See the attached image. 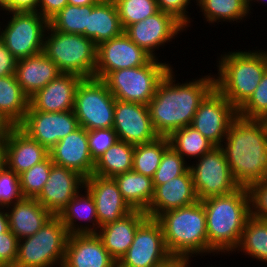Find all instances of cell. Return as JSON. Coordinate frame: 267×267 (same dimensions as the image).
<instances>
[{
  "instance_id": "obj_1",
  "label": "cell",
  "mask_w": 267,
  "mask_h": 267,
  "mask_svg": "<svg viewBox=\"0 0 267 267\" xmlns=\"http://www.w3.org/2000/svg\"><path fill=\"white\" fill-rule=\"evenodd\" d=\"M173 67L157 86L148 103L151 123L160 137H169L177 129L191 125L200 102L214 88V76L176 82Z\"/></svg>"
},
{
  "instance_id": "obj_2",
  "label": "cell",
  "mask_w": 267,
  "mask_h": 267,
  "mask_svg": "<svg viewBox=\"0 0 267 267\" xmlns=\"http://www.w3.org/2000/svg\"><path fill=\"white\" fill-rule=\"evenodd\" d=\"M224 141L220 147L240 187L267 178V131L262 120L237 116Z\"/></svg>"
},
{
  "instance_id": "obj_3",
  "label": "cell",
  "mask_w": 267,
  "mask_h": 267,
  "mask_svg": "<svg viewBox=\"0 0 267 267\" xmlns=\"http://www.w3.org/2000/svg\"><path fill=\"white\" fill-rule=\"evenodd\" d=\"M206 215L208 255L232 253L238 246L247 219L251 216L246 187L227 195L201 200Z\"/></svg>"
},
{
  "instance_id": "obj_4",
  "label": "cell",
  "mask_w": 267,
  "mask_h": 267,
  "mask_svg": "<svg viewBox=\"0 0 267 267\" xmlns=\"http://www.w3.org/2000/svg\"><path fill=\"white\" fill-rule=\"evenodd\" d=\"M224 53L217 61L214 87L238 110L253 94L267 70V51Z\"/></svg>"
},
{
  "instance_id": "obj_5",
  "label": "cell",
  "mask_w": 267,
  "mask_h": 267,
  "mask_svg": "<svg viewBox=\"0 0 267 267\" xmlns=\"http://www.w3.org/2000/svg\"><path fill=\"white\" fill-rule=\"evenodd\" d=\"M157 220L162 226L165 244L171 255L185 258L208 255L206 215L200 200L166 211Z\"/></svg>"
},
{
  "instance_id": "obj_6",
  "label": "cell",
  "mask_w": 267,
  "mask_h": 267,
  "mask_svg": "<svg viewBox=\"0 0 267 267\" xmlns=\"http://www.w3.org/2000/svg\"><path fill=\"white\" fill-rule=\"evenodd\" d=\"M97 46L81 34H67L51 29L44 35L43 53L61 73L75 74L82 79L94 78Z\"/></svg>"
},
{
  "instance_id": "obj_7",
  "label": "cell",
  "mask_w": 267,
  "mask_h": 267,
  "mask_svg": "<svg viewBox=\"0 0 267 267\" xmlns=\"http://www.w3.org/2000/svg\"><path fill=\"white\" fill-rule=\"evenodd\" d=\"M69 238L58 216H52L34 235L18 242L14 267H62Z\"/></svg>"
},
{
  "instance_id": "obj_8",
  "label": "cell",
  "mask_w": 267,
  "mask_h": 267,
  "mask_svg": "<svg viewBox=\"0 0 267 267\" xmlns=\"http://www.w3.org/2000/svg\"><path fill=\"white\" fill-rule=\"evenodd\" d=\"M152 58L147 64L111 72L103 81L117 100L148 105L172 65Z\"/></svg>"
},
{
  "instance_id": "obj_9",
  "label": "cell",
  "mask_w": 267,
  "mask_h": 267,
  "mask_svg": "<svg viewBox=\"0 0 267 267\" xmlns=\"http://www.w3.org/2000/svg\"><path fill=\"white\" fill-rule=\"evenodd\" d=\"M115 100L103 80L82 79L77 85L73 108L79 126L87 131L113 128Z\"/></svg>"
},
{
  "instance_id": "obj_10",
  "label": "cell",
  "mask_w": 267,
  "mask_h": 267,
  "mask_svg": "<svg viewBox=\"0 0 267 267\" xmlns=\"http://www.w3.org/2000/svg\"><path fill=\"white\" fill-rule=\"evenodd\" d=\"M6 15L10 19L4 29L0 25V38L13 56L19 60L43 52L48 21L38 12L8 11Z\"/></svg>"
},
{
  "instance_id": "obj_11",
  "label": "cell",
  "mask_w": 267,
  "mask_h": 267,
  "mask_svg": "<svg viewBox=\"0 0 267 267\" xmlns=\"http://www.w3.org/2000/svg\"><path fill=\"white\" fill-rule=\"evenodd\" d=\"M196 160L189 168L198 200L227 195L240 187L220 146L213 147Z\"/></svg>"
},
{
  "instance_id": "obj_12",
  "label": "cell",
  "mask_w": 267,
  "mask_h": 267,
  "mask_svg": "<svg viewBox=\"0 0 267 267\" xmlns=\"http://www.w3.org/2000/svg\"><path fill=\"white\" fill-rule=\"evenodd\" d=\"M238 110L214 87L200 102L190 126L221 146Z\"/></svg>"
},
{
  "instance_id": "obj_13",
  "label": "cell",
  "mask_w": 267,
  "mask_h": 267,
  "mask_svg": "<svg viewBox=\"0 0 267 267\" xmlns=\"http://www.w3.org/2000/svg\"><path fill=\"white\" fill-rule=\"evenodd\" d=\"M170 255L160 222L147 217L138 226L132 244L117 267H152Z\"/></svg>"
},
{
  "instance_id": "obj_14",
  "label": "cell",
  "mask_w": 267,
  "mask_h": 267,
  "mask_svg": "<svg viewBox=\"0 0 267 267\" xmlns=\"http://www.w3.org/2000/svg\"><path fill=\"white\" fill-rule=\"evenodd\" d=\"M186 27L169 13L158 10L155 14L124 29V33L152 58L158 59L156 49L172 42Z\"/></svg>"
},
{
  "instance_id": "obj_15",
  "label": "cell",
  "mask_w": 267,
  "mask_h": 267,
  "mask_svg": "<svg viewBox=\"0 0 267 267\" xmlns=\"http://www.w3.org/2000/svg\"><path fill=\"white\" fill-rule=\"evenodd\" d=\"M151 59L123 32L97 46L94 78L104 80L113 71L143 66Z\"/></svg>"
},
{
  "instance_id": "obj_16",
  "label": "cell",
  "mask_w": 267,
  "mask_h": 267,
  "mask_svg": "<svg viewBox=\"0 0 267 267\" xmlns=\"http://www.w3.org/2000/svg\"><path fill=\"white\" fill-rule=\"evenodd\" d=\"M18 127L31 139L50 150L80 126L74 111L71 110L64 112L27 111Z\"/></svg>"
},
{
  "instance_id": "obj_17",
  "label": "cell",
  "mask_w": 267,
  "mask_h": 267,
  "mask_svg": "<svg viewBox=\"0 0 267 267\" xmlns=\"http://www.w3.org/2000/svg\"><path fill=\"white\" fill-rule=\"evenodd\" d=\"M113 129L118 140L133 145L148 143L158 137L148 105L129 101L115 100Z\"/></svg>"
},
{
  "instance_id": "obj_18",
  "label": "cell",
  "mask_w": 267,
  "mask_h": 267,
  "mask_svg": "<svg viewBox=\"0 0 267 267\" xmlns=\"http://www.w3.org/2000/svg\"><path fill=\"white\" fill-rule=\"evenodd\" d=\"M84 180L77 171L53 163L49 178L35 199L53 216H58L84 187Z\"/></svg>"
},
{
  "instance_id": "obj_19",
  "label": "cell",
  "mask_w": 267,
  "mask_h": 267,
  "mask_svg": "<svg viewBox=\"0 0 267 267\" xmlns=\"http://www.w3.org/2000/svg\"><path fill=\"white\" fill-rule=\"evenodd\" d=\"M84 187L94 199L100 227L113 223L133 211L123 199L112 177L91 175L85 178Z\"/></svg>"
},
{
  "instance_id": "obj_20",
  "label": "cell",
  "mask_w": 267,
  "mask_h": 267,
  "mask_svg": "<svg viewBox=\"0 0 267 267\" xmlns=\"http://www.w3.org/2000/svg\"><path fill=\"white\" fill-rule=\"evenodd\" d=\"M51 161L77 171L84 178L93 175L95 161L91 156L88 131L79 127L49 150Z\"/></svg>"
},
{
  "instance_id": "obj_21",
  "label": "cell",
  "mask_w": 267,
  "mask_h": 267,
  "mask_svg": "<svg viewBox=\"0 0 267 267\" xmlns=\"http://www.w3.org/2000/svg\"><path fill=\"white\" fill-rule=\"evenodd\" d=\"M197 201L199 200L189 168L183 175L170 179L164 184L157 185L154 188L153 199L145 212L148 217L157 219L166 211L186 207Z\"/></svg>"
},
{
  "instance_id": "obj_22",
  "label": "cell",
  "mask_w": 267,
  "mask_h": 267,
  "mask_svg": "<svg viewBox=\"0 0 267 267\" xmlns=\"http://www.w3.org/2000/svg\"><path fill=\"white\" fill-rule=\"evenodd\" d=\"M82 78L61 73L29 98L27 111L64 112L74 108L75 92Z\"/></svg>"
},
{
  "instance_id": "obj_23",
  "label": "cell",
  "mask_w": 267,
  "mask_h": 267,
  "mask_svg": "<svg viewBox=\"0 0 267 267\" xmlns=\"http://www.w3.org/2000/svg\"><path fill=\"white\" fill-rule=\"evenodd\" d=\"M62 267H117L97 234L69 235Z\"/></svg>"
},
{
  "instance_id": "obj_24",
  "label": "cell",
  "mask_w": 267,
  "mask_h": 267,
  "mask_svg": "<svg viewBox=\"0 0 267 267\" xmlns=\"http://www.w3.org/2000/svg\"><path fill=\"white\" fill-rule=\"evenodd\" d=\"M148 217L145 211L133 210L121 219L101 226L96 233L110 256L118 263L134 240L138 226Z\"/></svg>"
},
{
  "instance_id": "obj_25",
  "label": "cell",
  "mask_w": 267,
  "mask_h": 267,
  "mask_svg": "<svg viewBox=\"0 0 267 267\" xmlns=\"http://www.w3.org/2000/svg\"><path fill=\"white\" fill-rule=\"evenodd\" d=\"M49 156V150L18 126L7 135L6 167L18 176Z\"/></svg>"
},
{
  "instance_id": "obj_26",
  "label": "cell",
  "mask_w": 267,
  "mask_h": 267,
  "mask_svg": "<svg viewBox=\"0 0 267 267\" xmlns=\"http://www.w3.org/2000/svg\"><path fill=\"white\" fill-rule=\"evenodd\" d=\"M60 74L56 64L43 52L19 59L15 69L16 80L29 98Z\"/></svg>"
},
{
  "instance_id": "obj_27",
  "label": "cell",
  "mask_w": 267,
  "mask_h": 267,
  "mask_svg": "<svg viewBox=\"0 0 267 267\" xmlns=\"http://www.w3.org/2000/svg\"><path fill=\"white\" fill-rule=\"evenodd\" d=\"M9 229L20 240L34 235L53 216L35 198L23 197L5 207Z\"/></svg>"
},
{
  "instance_id": "obj_28",
  "label": "cell",
  "mask_w": 267,
  "mask_h": 267,
  "mask_svg": "<svg viewBox=\"0 0 267 267\" xmlns=\"http://www.w3.org/2000/svg\"><path fill=\"white\" fill-rule=\"evenodd\" d=\"M83 190H85V194L82 193ZM58 217L66 227L69 235L96 234L100 228L94 199L85 187L68 202ZM76 221L79 222L77 223ZM80 222L81 224H79ZM88 223H92V225Z\"/></svg>"
},
{
  "instance_id": "obj_29",
  "label": "cell",
  "mask_w": 267,
  "mask_h": 267,
  "mask_svg": "<svg viewBox=\"0 0 267 267\" xmlns=\"http://www.w3.org/2000/svg\"><path fill=\"white\" fill-rule=\"evenodd\" d=\"M124 32L113 0H100L91 10L85 37L98 46Z\"/></svg>"
},
{
  "instance_id": "obj_30",
  "label": "cell",
  "mask_w": 267,
  "mask_h": 267,
  "mask_svg": "<svg viewBox=\"0 0 267 267\" xmlns=\"http://www.w3.org/2000/svg\"><path fill=\"white\" fill-rule=\"evenodd\" d=\"M123 199L133 210L146 211L154 196L153 180L132 171L113 177Z\"/></svg>"
},
{
  "instance_id": "obj_31",
  "label": "cell",
  "mask_w": 267,
  "mask_h": 267,
  "mask_svg": "<svg viewBox=\"0 0 267 267\" xmlns=\"http://www.w3.org/2000/svg\"><path fill=\"white\" fill-rule=\"evenodd\" d=\"M29 108V97L23 92L15 75L0 77V113L14 126H19Z\"/></svg>"
},
{
  "instance_id": "obj_32",
  "label": "cell",
  "mask_w": 267,
  "mask_h": 267,
  "mask_svg": "<svg viewBox=\"0 0 267 267\" xmlns=\"http://www.w3.org/2000/svg\"><path fill=\"white\" fill-rule=\"evenodd\" d=\"M135 145L117 140L105 153L95 160L93 175L115 177L132 171Z\"/></svg>"
},
{
  "instance_id": "obj_33",
  "label": "cell",
  "mask_w": 267,
  "mask_h": 267,
  "mask_svg": "<svg viewBox=\"0 0 267 267\" xmlns=\"http://www.w3.org/2000/svg\"><path fill=\"white\" fill-rule=\"evenodd\" d=\"M194 2L209 24L222 21L240 23L241 20H246L244 18L250 17L247 0H194Z\"/></svg>"
},
{
  "instance_id": "obj_34",
  "label": "cell",
  "mask_w": 267,
  "mask_h": 267,
  "mask_svg": "<svg viewBox=\"0 0 267 267\" xmlns=\"http://www.w3.org/2000/svg\"><path fill=\"white\" fill-rule=\"evenodd\" d=\"M237 251L249 255L260 262L267 263V220L250 216L247 219Z\"/></svg>"
},
{
  "instance_id": "obj_35",
  "label": "cell",
  "mask_w": 267,
  "mask_h": 267,
  "mask_svg": "<svg viewBox=\"0 0 267 267\" xmlns=\"http://www.w3.org/2000/svg\"><path fill=\"white\" fill-rule=\"evenodd\" d=\"M170 146L168 137L158 136L155 140L135 145L132 170L153 178L165 150Z\"/></svg>"
},
{
  "instance_id": "obj_36",
  "label": "cell",
  "mask_w": 267,
  "mask_h": 267,
  "mask_svg": "<svg viewBox=\"0 0 267 267\" xmlns=\"http://www.w3.org/2000/svg\"><path fill=\"white\" fill-rule=\"evenodd\" d=\"M172 146L186 161L198 159L215 147L199 131L186 126L174 131L169 137ZM188 158V159H187Z\"/></svg>"
},
{
  "instance_id": "obj_37",
  "label": "cell",
  "mask_w": 267,
  "mask_h": 267,
  "mask_svg": "<svg viewBox=\"0 0 267 267\" xmlns=\"http://www.w3.org/2000/svg\"><path fill=\"white\" fill-rule=\"evenodd\" d=\"M94 5L76 6L67 4L48 21V26L62 33L85 36V28H88L89 15Z\"/></svg>"
},
{
  "instance_id": "obj_38",
  "label": "cell",
  "mask_w": 267,
  "mask_h": 267,
  "mask_svg": "<svg viewBox=\"0 0 267 267\" xmlns=\"http://www.w3.org/2000/svg\"><path fill=\"white\" fill-rule=\"evenodd\" d=\"M123 29L158 11L156 0H113Z\"/></svg>"
},
{
  "instance_id": "obj_39",
  "label": "cell",
  "mask_w": 267,
  "mask_h": 267,
  "mask_svg": "<svg viewBox=\"0 0 267 267\" xmlns=\"http://www.w3.org/2000/svg\"><path fill=\"white\" fill-rule=\"evenodd\" d=\"M53 165L50 156L19 175L23 197L36 198L42 191Z\"/></svg>"
},
{
  "instance_id": "obj_40",
  "label": "cell",
  "mask_w": 267,
  "mask_h": 267,
  "mask_svg": "<svg viewBox=\"0 0 267 267\" xmlns=\"http://www.w3.org/2000/svg\"><path fill=\"white\" fill-rule=\"evenodd\" d=\"M190 167L187 161L172 147L169 146L161 159L158 169L152 178L154 188L170 179L183 175Z\"/></svg>"
},
{
  "instance_id": "obj_41",
  "label": "cell",
  "mask_w": 267,
  "mask_h": 267,
  "mask_svg": "<svg viewBox=\"0 0 267 267\" xmlns=\"http://www.w3.org/2000/svg\"><path fill=\"white\" fill-rule=\"evenodd\" d=\"M267 115V70L257 88L248 100L238 109V116L261 120Z\"/></svg>"
},
{
  "instance_id": "obj_42",
  "label": "cell",
  "mask_w": 267,
  "mask_h": 267,
  "mask_svg": "<svg viewBox=\"0 0 267 267\" xmlns=\"http://www.w3.org/2000/svg\"><path fill=\"white\" fill-rule=\"evenodd\" d=\"M23 198L19 176L7 167L0 170V207H7Z\"/></svg>"
},
{
  "instance_id": "obj_43",
  "label": "cell",
  "mask_w": 267,
  "mask_h": 267,
  "mask_svg": "<svg viewBox=\"0 0 267 267\" xmlns=\"http://www.w3.org/2000/svg\"><path fill=\"white\" fill-rule=\"evenodd\" d=\"M118 140L113 128L88 131L89 149L94 161Z\"/></svg>"
},
{
  "instance_id": "obj_44",
  "label": "cell",
  "mask_w": 267,
  "mask_h": 267,
  "mask_svg": "<svg viewBox=\"0 0 267 267\" xmlns=\"http://www.w3.org/2000/svg\"><path fill=\"white\" fill-rule=\"evenodd\" d=\"M247 189L251 216L267 220V178L251 184Z\"/></svg>"
},
{
  "instance_id": "obj_45",
  "label": "cell",
  "mask_w": 267,
  "mask_h": 267,
  "mask_svg": "<svg viewBox=\"0 0 267 267\" xmlns=\"http://www.w3.org/2000/svg\"><path fill=\"white\" fill-rule=\"evenodd\" d=\"M19 239L8 229L0 234V267H14L18 254Z\"/></svg>"
},
{
  "instance_id": "obj_46",
  "label": "cell",
  "mask_w": 267,
  "mask_h": 267,
  "mask_svg": "<svg viewBox=\"0 0 267 267\" xmlns=\"http://www.w3.org/2000/svg\"><path fill=\"white\" fill-rule=\"evenodd\" d=\"M156 2L158 10L171 14L186 28L190 27L192 18L188 14V5L192 3L191 0H156Z\"/></svg>"
},
{
  "instance_id": "obj_47",
  "label": "cell",
  "mask_w": 267,
  "mask_h": 267,
  "mask_svg": "<svg viewBox=\"0 0 267 267\" xmlns=\"http://www.w3.org/2000/svg\"><path fill=\"white\" fill-rule=\"evenodd\" d=\"M38 0H0V10L11 12H37Z\"/></svg>"
},
{
  "instance_id": "obj_48",
  "label": "cell",
  "mask_w": 267,
  "mask_h": 267,
  "mask_svg": "<svg viewBox=\"0 0 267 267\" xmlns=\"http://www.w3.org/2000/svg\"><path fill=\"white\" fill-rule=\"evenodd\" d=\"M17 61L0 38V77L15 75Z\"/></svg>"
},
{
  "instance_id": "obj_49",
  "label": "cell",
  "mask_w": 267,
  "mask_h": 267,
  "mask_svg": "<svg viewBox=\"0 0 267 267\" xmlns=\"http://www.w3.org/2000/svg\"><path fill=\"white\" fill-rule=\"evenodd\" d=\"M68 4V0H38L37 12L47 21L55 16Z\"/></svg>"
},
{
  "instance_id": "obj_50",
  "label": "cell",
  "mask_w": 267,
  "mask_h": 267,
  "mask_svg": "<svg viewBox=\"0 0 267 267\" xmlns=\"http://www.w3.org/2000/svg\"><path fill=\"white\" fill-rule=\"evenodd\" d=\"M190 258L181 257L179 255H170L163 262L152 267H191Z\"/></svg>"
},
{
  "instance_id": "obj_51",
  "label": "cell",
  "mask_w": 267,
  "mask_h": 267,
  "mask_svg": "<svg viewBox=\"0 0 267 267\" xmlns=\"http://www.w3.org/2000/svg\"><path fill=\"white\" fill-rule=\"evenodd\" d=\"M7 135H0V170L6 167Z\"/></svg>"
},
{
  "instance_id": "obj_52",
  "label": "cell",
  "mask_w": 267,
  "mask_h": 267,
  "mask_svg": "<svg viewBox=\"0 0 267 267\" xmlns=\"http://www.w3.org/2000/svg\"><path fill=\"white\" fill-rule=\"evenodd\" d=\"M15 126L0 113V135H8Z\"/></svg>"
},
{
  "instance_id": "obj_53",
  "label": "cell",
  "mask_w": 267,
  "mask_h": 267,
  "mask_svg": "<svg viewBox=\"0 0 267 267\" xmlns=\"http://www.w3.org/2000/svg\"><path fill=\"white\" fill-rule=\"evenodd\" d=\"M9 229L8 215L4 207H0V234Z\"/></svg>"
},
{
  "instance_id": "obj_54",
  "label": "cell",
  "mask_w": 267,
  "mask_h": 267,
  "mask_svg": "<svg viewBox=\"0 0 267 267\" xmlns=\"http://www.w3.org/2000/svg\"><path fill=\"white\" fill-rule=\"evenodd\" d=\"M100 0H68V4L76 6H87L97 4Z\"/></svg>"
},
{
  "instance_id": "obj_55",
  "label": "cell",
  "mask_w": 267,
  "mask_h": 267,
  "mask_svg": "<svg viewBox=\"0 0 267 267\" xmlns=\"http://www.w3.org/2000/svg\"><path fill=\"white\" fill-rule=\"evenodd\" d=\"M254 2H257V3H267V0H250L249 1V13H250V15L252 14V12H251V7H252V4L254 3Z\"/></svg>"
},
{
  "instance_id": "obj_56",
  "label": "cell",
  "mask_w": 267,
  "mask_h": 267,
  "mask_svg": "<svg viewBox=\"0 0 267 267\" xmlns=\"http://www.w3.org/2000/svg\"><path fill=\"white\" fill-rule=\"evenodd\" d=\"M261 120L264 123V126H265L266 131H267V115H265Z\"/></svg>"
}]
</instances>
